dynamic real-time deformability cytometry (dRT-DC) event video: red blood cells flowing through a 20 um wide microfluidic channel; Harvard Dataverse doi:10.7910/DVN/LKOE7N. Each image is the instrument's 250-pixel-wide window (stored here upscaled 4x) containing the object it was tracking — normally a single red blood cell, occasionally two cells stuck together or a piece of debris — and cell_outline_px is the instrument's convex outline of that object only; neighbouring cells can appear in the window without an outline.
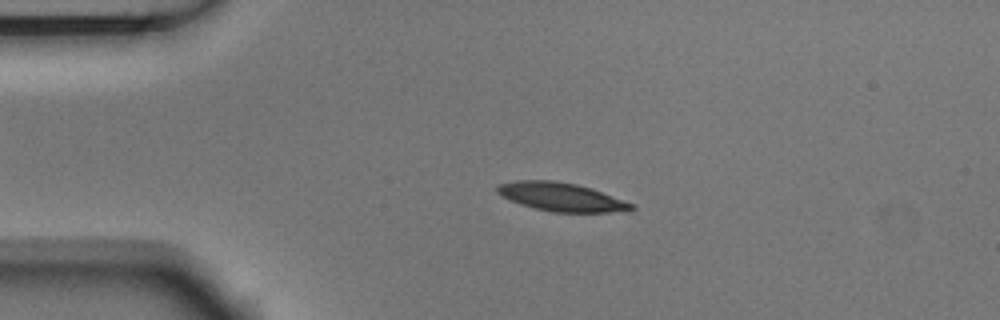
{"species": "Egyptian fruit bat (a non-hibernating species)", "species_latin": "Rousettus aegyptiacus", "temperature_condition": "room temperature", "stored_images_in_passage": 51, "camera_frame_rate_fps": 3000, "um_per_image_px": 0.085, "animal": {"sex": "male"}, "frame": {"image": 1, "passage_image": 9, "time_ms": 2.667, "image_size_px": [1000, 320], "cell_outline_px": [[636, 208], [632, 212], [552, 212], [520, 204], [500, 196], [496, 192], [496, 188], [500, 184], [516, 180], [552, 180], [576, 184], [592, 188], [636, 204]], "centroid_in_image_um": [47.78, 16.75], "position_along_channel_um": 37.2, "area_um2": 22.6}}
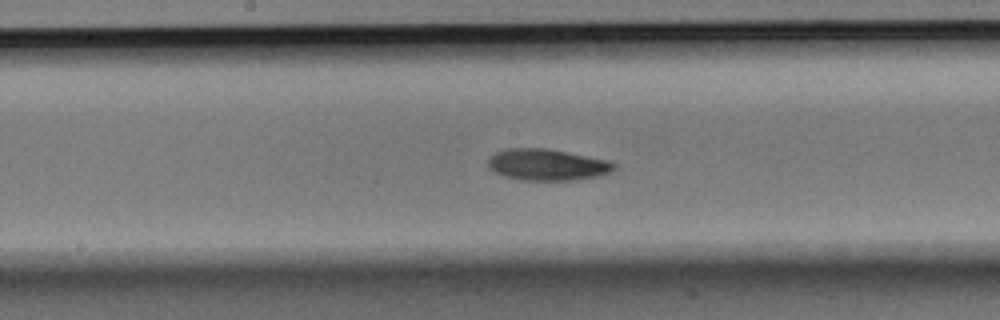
{"frame": {"image": 2, "passage_image": 25, "time_ms": 8.0, "image_size_px": [1000, 320], "cell_outline_px": [[616, 168], [600, 176], [576, 180], [520, 180], [504, 176], [488, 168], [488, 160], [496, 152], [504, 148], [544, 148], [568, 152], [608, 160], [616, 164]], "centroid_in_image_um": [46.51, 14.0], "position_along_channel_um": 201.7, "area_um2": 23.12}}
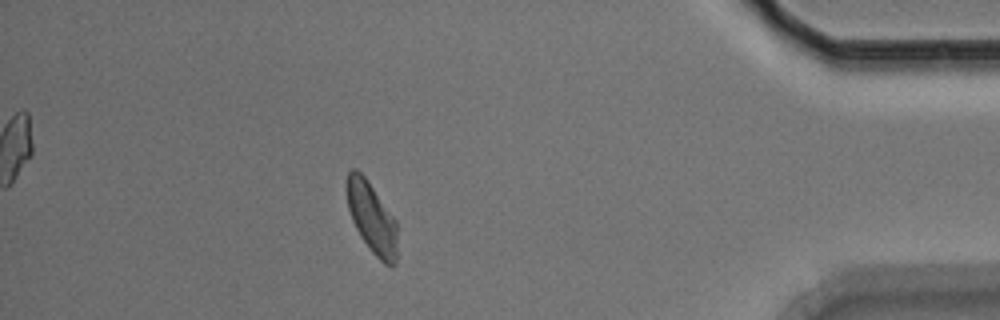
{"frame": {"image": 3, "passage_image": 45, "time_ms": 14.667, "image_size_px": [1000, 320], "cell_outline_px": [[396, 264], [392, 268], [384, 264], [372, 252], [360, 236], [352, 220], [348, 208], [344, 184], [348, 172], [352, 168], [356, 168], [364, 176], [396, 220]], "centroid_in_image_um": [31.57, 18.5], "position_along_channel_um": 403.6, "area_um2": 20.98}, "authors_computed_cell_mechanics": {"area_um2": 22.0796, "velocity_mm_per_s": 3.6933, "shape_relaxation_time_tau1_ms": 4.2357, "shape_relaxation_time_tau2_ms": 6.6833, "deformation_change_tau1": 0.131, "deformation_change_tau2": 0.126}}